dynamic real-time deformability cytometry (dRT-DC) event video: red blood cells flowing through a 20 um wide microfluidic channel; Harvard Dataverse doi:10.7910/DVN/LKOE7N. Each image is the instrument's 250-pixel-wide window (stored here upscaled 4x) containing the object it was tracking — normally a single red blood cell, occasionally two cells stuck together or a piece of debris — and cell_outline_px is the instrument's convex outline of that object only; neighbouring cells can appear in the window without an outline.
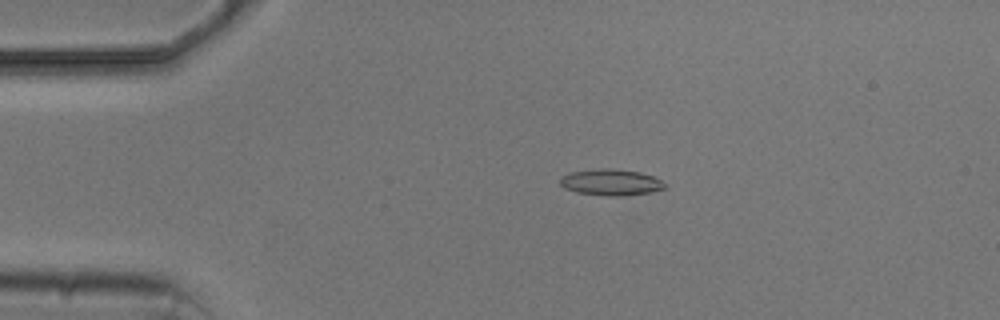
{"species": "common noctule bat (a hibernating species)", "species_latin": "Nyctalus noctula", "temperature_condition": "cold", "stored_images_in_passage": 5, "camera_frame_rate_fps": 3000, "um_per_image_px": 0.085, "animal": {"sex": "male", "body_mass_g": 20.5, "forearm_length_mm": 52.5}, "frame": {"image": 1, "passage_image": 2, "time_ms": 1.333, "image_size_px": [1000, 320], "cell_outline_px": [[668, 188], [648, 192], [624, 196], [604, 196], [576, 192], [564, 188], [560, 184], [560, 176], [572, 172], [600, 168], [612, 168], [640, 172], [652, 176], [660, 180]], "centroid_in_image_um": [51.9, 15.5], "position_along_channel_um": 33.1, "area_um2": 16.07}}
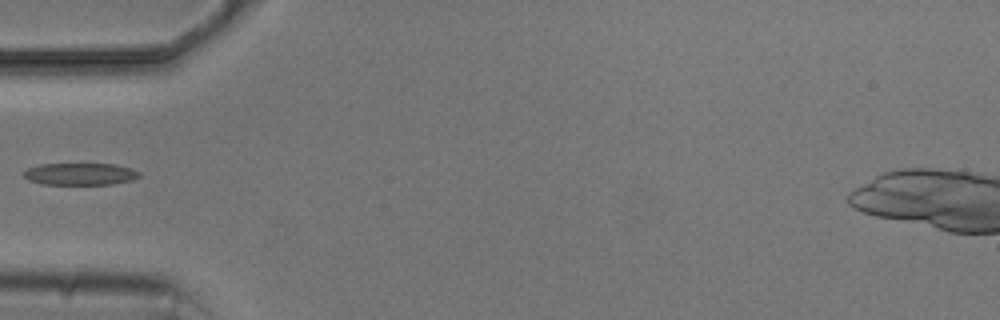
{"frame": {"image": 2, "passage_image": 4, "time_ms": 3.667, "image_size_px": [1000, 320], "cell_outline_px": [[140, 176], [132, 180], [112, 184], [44, 184], [28, 180], [24, 176], [24, 172], [28, 168], [40, 164], [116, 164], [132, 168], [140, 172]], "centroid_in_image_um": [6.85, 14.78], "position_along_channel_um": 78.2, "area_um2": 14.8}}
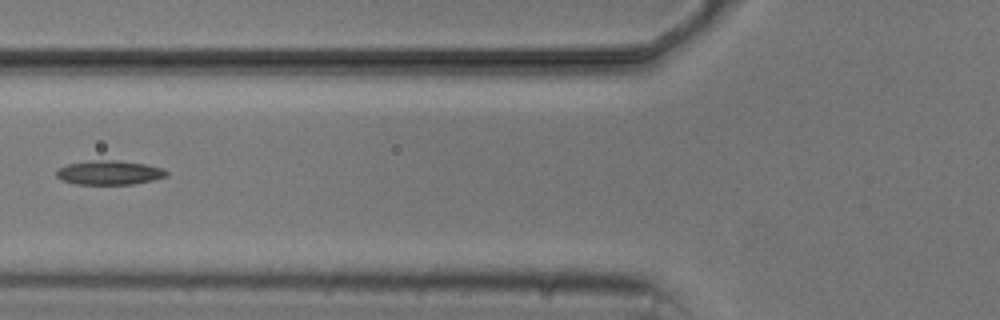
{"frame": {"image": 3, "passage_image": 5, "time_ms": 4.667, "image_size_px": [1000, 320], "cell_outline_px": [[168, 176], [152, 180], [132, 184], [76, 184], [60, 180], [56, 176], [56, 172], [60, 168], [68, 164], [92, 160], [116, 160], [144, 164], [164, 168], [168, 172]], "centroid_in_image_um": [9.3, 14.67], "position_along_channel_um": 116.5, "area_um2": 15.49}}